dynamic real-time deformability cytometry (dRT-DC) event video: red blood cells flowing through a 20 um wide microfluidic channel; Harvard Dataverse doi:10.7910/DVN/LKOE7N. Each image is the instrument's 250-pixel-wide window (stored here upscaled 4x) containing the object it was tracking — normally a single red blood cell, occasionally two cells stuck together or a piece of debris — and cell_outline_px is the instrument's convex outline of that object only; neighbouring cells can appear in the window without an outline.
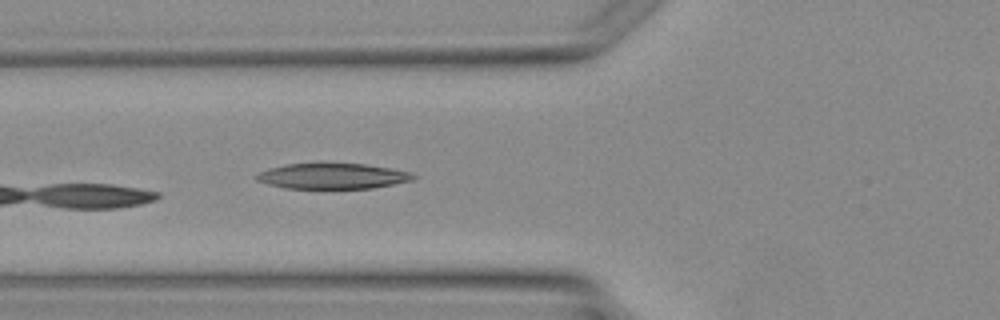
{"species": "Egyptian fruit bat (a non-hibernating species)", "species_latin": "Rousettus aegyptiacus", "temperature_condition": "warm", "stored_images_in_passage": 5, "camera_frame_rate_fps": 3000, "um_per_image_px": 0.085, "animal": {"sex": "female"}, "frame": {"image": 1, "passage_image": 5, "time_ms": 5.0, "image_size_px": [1000, 320], "cell_outline_px": [[416, 176], [412, 180], [372, 188], [284, 188], [268, 184], [256, 180], [256, 176], [260, 172], [268, 168], [288, 164], [316, 160], [320, 160], [364, 164], [392, 168], [412, 172]], "centroid_in_image_um": [28.24, 14.91], "position_along_channel_um": 97.6, "area_um2": 24.22}}